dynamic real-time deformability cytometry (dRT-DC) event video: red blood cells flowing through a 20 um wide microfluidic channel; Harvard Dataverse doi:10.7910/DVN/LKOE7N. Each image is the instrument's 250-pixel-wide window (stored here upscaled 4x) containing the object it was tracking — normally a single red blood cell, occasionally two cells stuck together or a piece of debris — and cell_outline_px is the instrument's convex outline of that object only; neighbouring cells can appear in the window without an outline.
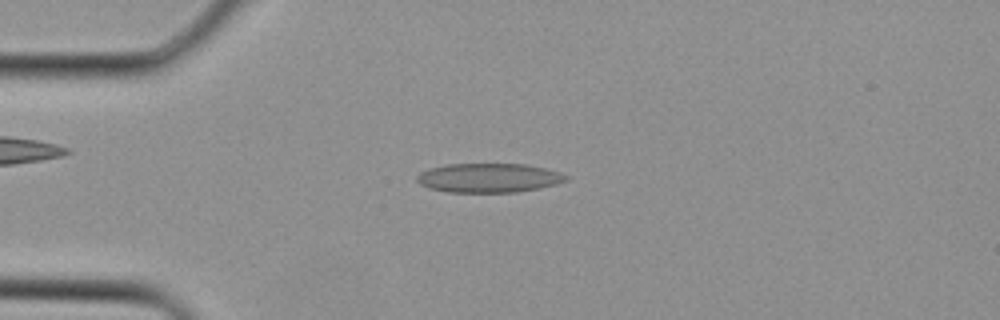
{"species": "Egyptian fruit bat (a non-hibernating species)", "species_latin": "Rousettus aegyptiacus", "temperature_condition": "cold", "stored_images_in_passage": 3, "camera_frame_rate_fps": 3000, "um_per_image_px": 0.085, "animal": {"sex": "female"}, "frame": {"image": 1, "passage_image": 3, "time_ms": 0.667, "image_size_px": [1000, 320], "cell_outline_px": [[568, 180], [556, 184], [540, 188], [516, 192], [448, 192], [428, 188], [420, 184], [416, 180], [416, 176], [420, 172], [428, 168], [448, 164], [528, 164], [560, 172], [568, 176]], "centroid_in_image_um": [41.53, 15.12], "position_along_channel_um": 43.5, "area_um2": 25.49}}